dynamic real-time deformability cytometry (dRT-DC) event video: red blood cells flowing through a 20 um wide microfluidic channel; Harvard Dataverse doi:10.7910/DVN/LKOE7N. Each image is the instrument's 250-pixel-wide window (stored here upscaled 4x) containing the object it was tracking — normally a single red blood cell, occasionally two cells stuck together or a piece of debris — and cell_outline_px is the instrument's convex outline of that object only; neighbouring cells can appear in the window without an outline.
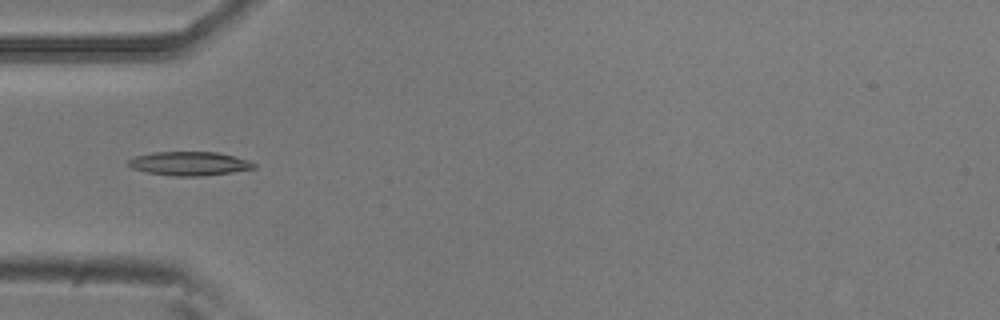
{"species": "common noctule bat (a hibernating species)", "species_latin": "Nyctalus noctula", "temperature_condition": "room temperature", "stored_images_in_passage": 31, "camera_frame_rate_fps": 3000, "um_per_image_px": 0.085, "animal": {"sex": "male", "body_mass_g": 20.5, "forearm_length_mm": 52.5}, "frame": {"image": 1, "passage_image": 1, "time_ms": 0.0, "image_size_px": [1000, 320], "cell_outline_px": [[256, 168], [232, 172], [200, 176], [172, 176], [144, 172], [132, 168], [128, 164], [128, 160], [132, 156], [152, 152], [216, 152], [248, 160], [256, 164]], "centroid_in_image_um": [16.04, 13.9], "position_along_channel_um": 69.0, "area_um2": 17.51}}
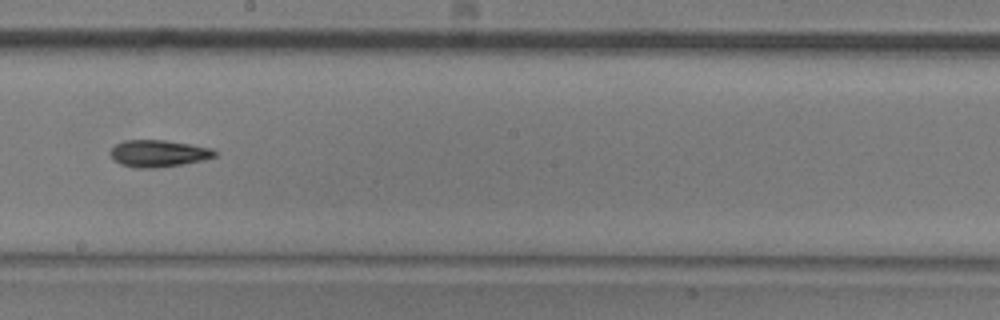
{"frame": {"image": 2, "passage_image": 14, "time_ms": 4.333, "image_size_px": [1000, 320], "cell_outline_px": [[216, 156], [200, 160], [180, 164], [152, 168], [132, 168], [120, 164], [112, 156], [112, 148], [116, 144], [124, 140], [164, 140], [212, 148], [216, 152]], "centroid_in_image_um": [13.45, 13.04], "position_along_channel_um": 234.8, "area_um2": 16.01}}
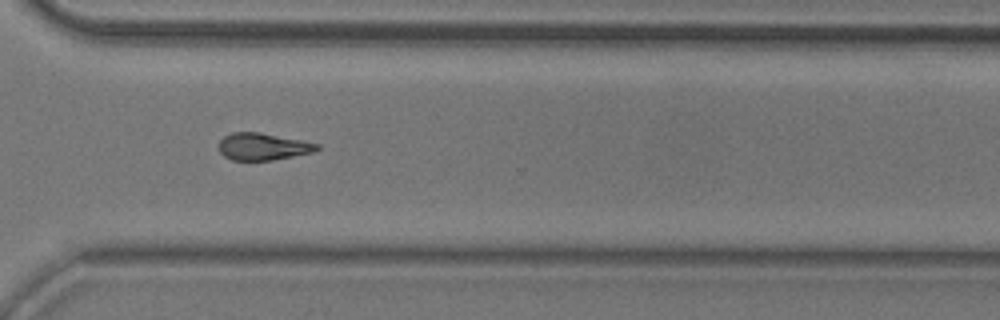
{"frame": {"image": 3, "passage_image": 23, "time_ms": 7.333, "image_size_px": [1000, 320], "cell_outline_px": [[320, 148], [312, 152], [272, 160], [232, 160], [224, 156], [220, 152], [220, 140], [224, 136], [232, 132], [260, 132], [304, 140], [320, 144]], "centroid_in_image_um": [22.36, 12.45], "position_along_channel_um": 348.2, "area_um2": 15.49}, "authors_computed_cell_mechanics": {"area_um2": 16.2996, "velocity_mm_per_s": 3.8007, "shape_relaxation_time_tau1_ms": 5.2583, "shape_relaxation_time_tau2_ms": 8.7115, "deformation_change_tau1": 0.144, "deformation_change_tau2": 0.1793}}